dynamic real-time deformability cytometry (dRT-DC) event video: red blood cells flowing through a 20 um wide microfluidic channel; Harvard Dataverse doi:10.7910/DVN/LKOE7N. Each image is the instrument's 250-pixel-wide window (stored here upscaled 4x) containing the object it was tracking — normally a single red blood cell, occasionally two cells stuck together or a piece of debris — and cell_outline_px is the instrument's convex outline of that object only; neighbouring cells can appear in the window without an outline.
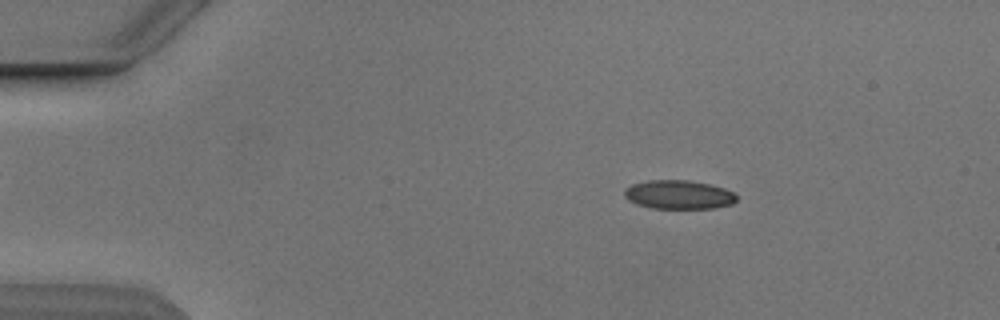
{"species": "Egyptian fruit bat (a non-hibernating species)", "species_latin": "Rousettus aegyptiacus", "temperature_condition": "cold", "stored_images_in_passage": 5, "camera_frame_rate_fps": 3000, "um_per_image_px": 0.085, "animal": {"sex": "male"}, "frame": {"image": 1, "passage_image": 3, "time_ms": 2.333, "image_size_px": [1000, 320], "cell_outline_px": [[736, 200], [732, 204], [716, 208], [652, 208], [636, 204], [628, 200], [624, 196], [624, 188], [632, 184], [648, 180], [688, 180], [708, 184], [724, 188], [732, 192], [736, 196]], "centroid_in_image_um": [57.65, 16.54], "position_along_channel_um": 27.3, "area_um2": 18.84}}